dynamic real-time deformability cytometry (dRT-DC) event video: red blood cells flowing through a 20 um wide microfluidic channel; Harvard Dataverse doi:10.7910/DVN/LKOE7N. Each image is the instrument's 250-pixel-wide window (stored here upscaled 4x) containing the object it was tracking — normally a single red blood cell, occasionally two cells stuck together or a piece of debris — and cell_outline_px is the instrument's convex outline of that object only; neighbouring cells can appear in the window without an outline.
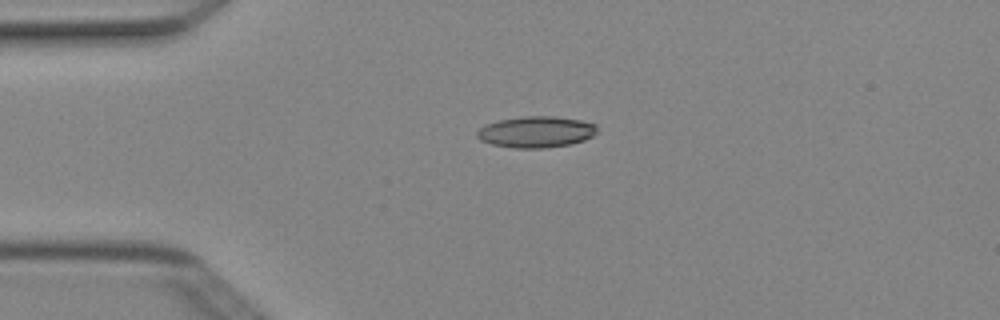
{"species": "Egyptian fruit bat (a non-hibernating species)", "species_latin": "Rousettus aegyptiacus", "temperature_condition": "cold", "stored_images_in_passage": 6, "camera_frame_rate_fps": 3000, "um_per_image_px": 0.085, "animal": {"sex": "female"}, "frame": {"image": 1, "passage_image": 6, "time_ms": 1.667, "image_size_px": [1000, 320], "cell_outline_px": [[596, 132], [592, 136], [584, 140], [572, 144], [544, 148], [516, 148], [492, 144], [480, 140], [476, 136], [476, 132], [480, 128], [488, 124], [500, 120], [524, 116], [556, 116], [580, 120], [596, 124]], "centroid_in_image_um": [45.58, 11.21], "position_along_channel_um": 39.4, "area_um2": 21.79}}